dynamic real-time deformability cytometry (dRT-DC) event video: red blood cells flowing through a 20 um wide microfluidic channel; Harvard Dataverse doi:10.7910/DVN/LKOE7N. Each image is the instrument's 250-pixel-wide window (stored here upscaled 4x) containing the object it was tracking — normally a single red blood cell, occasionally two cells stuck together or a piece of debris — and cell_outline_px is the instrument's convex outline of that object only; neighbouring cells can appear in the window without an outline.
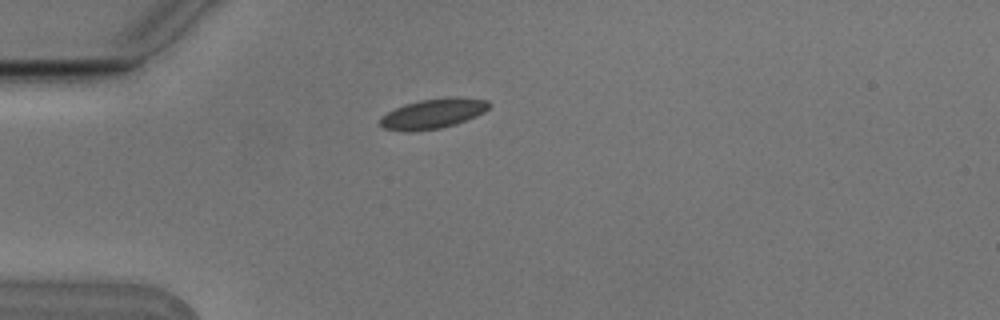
{"species": "Egyptian fruit bat (a non-hibernating species)", "species_latin": "Rousettus aegyptiacus", "temperature_condition": "cold", "stored_images_in_passage": 6, "camera_frame_rate_fps": 3000, "um_per_image_px": 0.085, "animal": {"sex": "male"}, "frame": {"image": 1, "passage_image": 1, "time_ms": 0.0, "image_size_px": [1000, 320], "cell_outline_px": [[492, 104], [484, 112], [476, 116], [456, 124], [440, 128], [408, 132], [384, 128], [380, 124], [380, 116], [404, 104], [420, 100], [448, 96], [460, 96], [488, 100]], "centroid_in_image_um": [36.84, 9.64], "position_along_channel_um": 48.2, "area_um2": 19.19}}
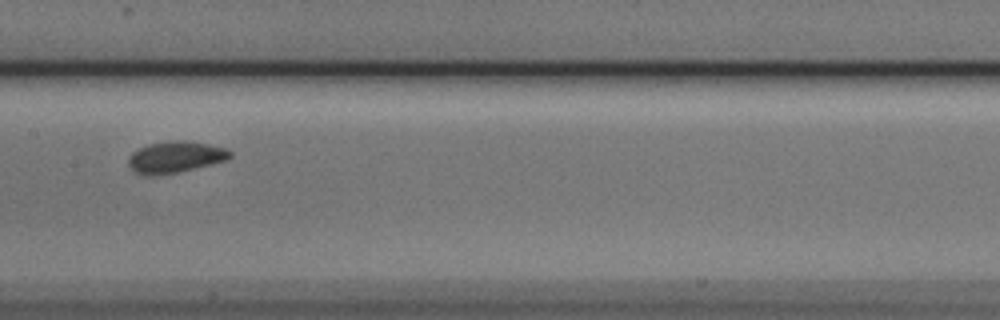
{"frame": {"image": 2, "passage_image": 5, "time_ms": 1.333, "image_size_px": [1000, 320], "cell_outline_px": [[232, 156], [228, 160], [176, 172], [152, 176], [144, 176], [136, 172], [128, 164], [128, 156], [132, 152], [140, 148], [152, 144], [172, 140], [184, 140], [208, 144], [228, 148], [232, 152]], "centroid_in_image_um": [14.92, 13.35], "position_along_channel_um": 192.5, "area_um2": 18.55}}
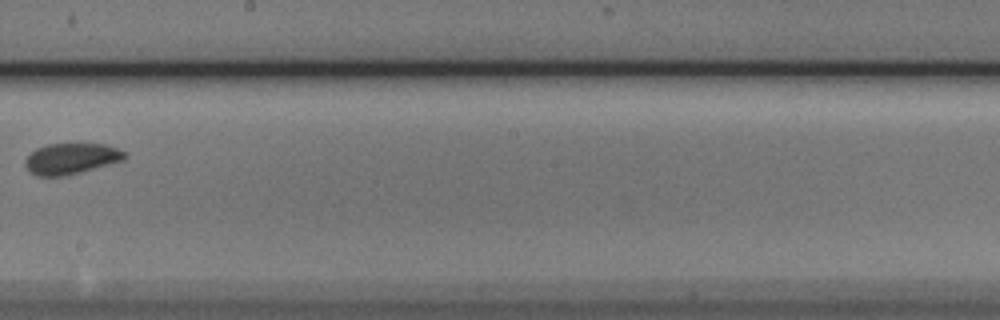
{"frame": {"image": 3, "passage_image": 6, "time_ms": 1.667, "image_size_px": [1000, 320], "cell_outline_px": [[128, 156], [124, 160], [80, 172], [64, 176], [40, 176], [32, 172], [24, 164], [24, 160], [36, 148], [48, 144], [108, 144], [128, 152]], "centroid_in_image_um": [6.11, 13.47], "position_along_channel_um": 242.1, "area_um2": 17.92}}